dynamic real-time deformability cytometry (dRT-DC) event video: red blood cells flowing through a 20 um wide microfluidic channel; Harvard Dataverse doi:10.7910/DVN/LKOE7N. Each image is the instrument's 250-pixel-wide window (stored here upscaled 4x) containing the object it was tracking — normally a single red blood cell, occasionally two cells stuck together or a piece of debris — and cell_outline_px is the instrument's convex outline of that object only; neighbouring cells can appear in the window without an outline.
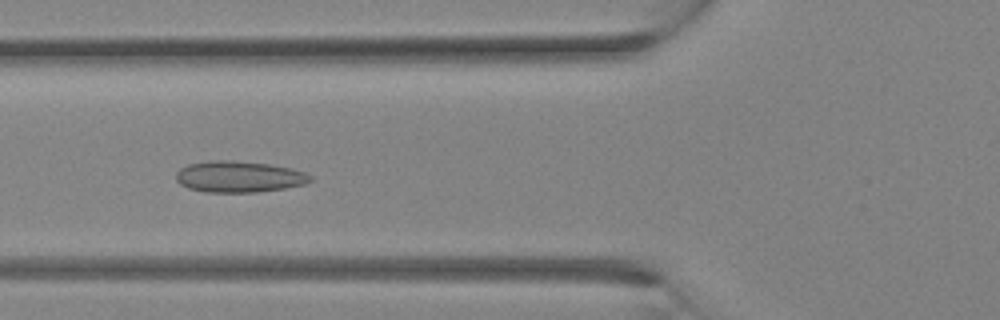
{"species": "Egyptian fruit bat (a non-hibernating species)", "species_latin": "Rousettus aegyptiacus", "temperature_condition": "room temperature", "stored_images_in_passage": 28, "camera_frame_rate_fps": 3000, "um_per_image_px": 0.085, "animal": {"sex": "female"}, "frame": {"image": 1, "passage_image": 8, "time_ms": 2.333, "image_size_px": [1000, 320], "cell_outline_px": [[312, 180], [304, 184], [284, 188], [256, 192], [208, 192], [188, 188], [180, 184], [176, 180], [176, 172], [180, 168], [188, 164], [208, 160], [232, 160], [272, 164], [292, 168], [304, 172], [312, 176]], "centroid_in_image_um": [20.3, 15.0], "position_along_channel_um": 105.5, "area_um2": 24.62}}
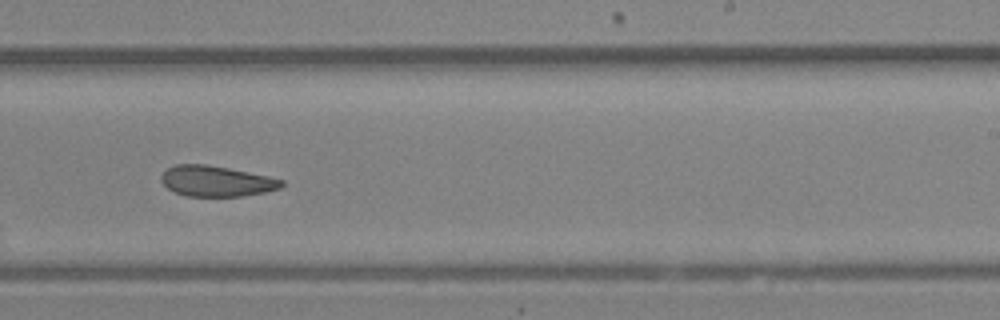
{"frame": {"image": 2, "passage_image": 16, "time_ms": 5.0, "image_size_px": [1000, 320], "cell_outline_px": [[284, 184], [280, 188], [264, 192], [240, 196], [184, 196], [172, 192], [160, 180], [160, 176], [168, 168], [176, 164], [208, 164], [268, 176], [284, 180]], "centroid_in_image_um": [18.36, 15.4], "position_along_channel_um": 270.6, "area_um2": 21.5}}
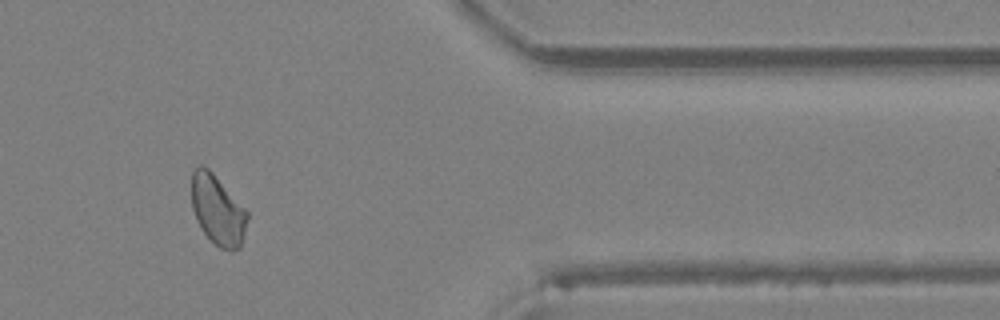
{"frame": {"image": 3, "passage_image": 23, "time_ms": 7.333, "image_size_px": [1000, 320], "cell_outline_px": [[248, 220], [240, 248], [232, 252], [220, 248], [204, 232], [196, 220], [192, 208], [192, 172], [200, 164], [208, 168], [212, 172], [248, 212]], "centroid_in_image_um": [18.51, 17.87], "position_along_channel_um": 392.9, "area_um2": 22.48}}